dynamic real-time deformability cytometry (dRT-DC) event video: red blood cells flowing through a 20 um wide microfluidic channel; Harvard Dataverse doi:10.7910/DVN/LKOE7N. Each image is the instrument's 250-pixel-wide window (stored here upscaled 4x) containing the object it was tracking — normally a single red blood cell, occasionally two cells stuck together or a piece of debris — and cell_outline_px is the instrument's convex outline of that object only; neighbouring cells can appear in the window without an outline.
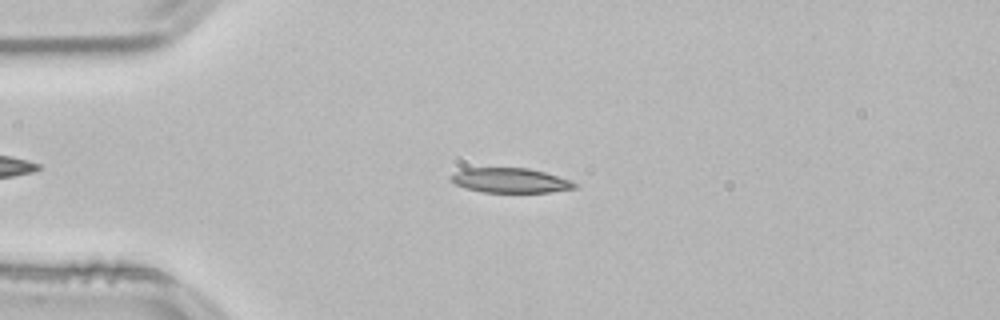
{"species": "common noctule bat (a hibernating species)", "species_latin": "Nyctalus noctula", "temperature_condition": "room temperature", "stored_images_in_passage": 52, "camera_frame_rate_fps": 3000, "um_per_image_px": 0.085, "animal": {"sex": "male", "body_mass_g": 21.5, "forearm_length_mm": 52.0}, "frame": {"image": 1, "passage_image": 12, "time_ms": 3.667, "image_size_px": [1000, 320], "cell_outline_px": [[576, 188], [548, 192], [480, 192], [464, 188], [456, 184], [448, 176], [464, 168], [528, 168], [544, 172], [572, 180], [576, 184]], "centroid_in_image_um": [43.36, 15.33], "position_along_channel_um": 41.6, "area_um2": 17.8}}
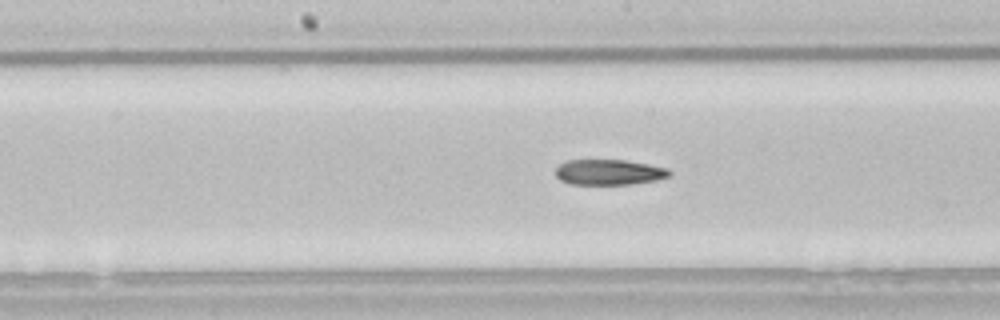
{"frame": {"image": 2, "passage_image": 26, "time_ms": 8.333, "image_size_px": [1000, 320], "cell_outline_px": [[672, 172], [668, 176], [656, 180], [632, 184], [572, 184], [560, 180], [556, 176], [556, 168], [564, 160], [624, 160], [648, 164], [668, 168]], "centroid_in_image_um": [51.75, 14.63], "position_along_channel_um": 196.4, "area_um2": 16.88}}
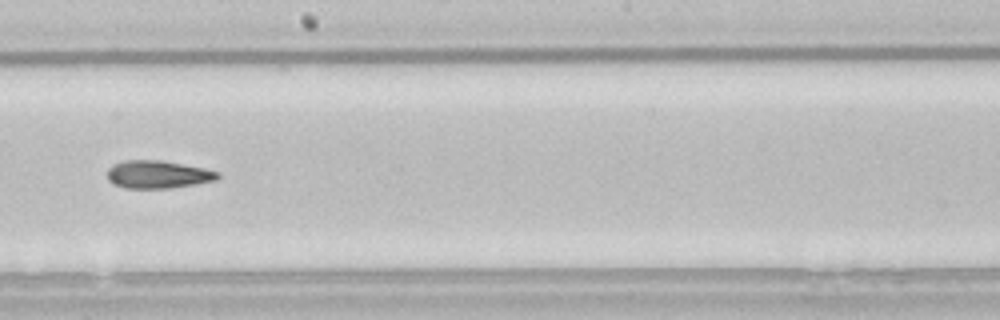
{"frame": {"image": 3, "passage_image": 29, "time_ms": 9.333, "image_size_px": [1000, 320], "cell_outline_px": [[220, 176], [216, 180], [168, 188], [124, 188], [108, 180], [108, 168], [112, 164], [124, 160], [160, 160], [204, 168], [220, 172]], "centroid_in_image_um": [13.4, 14.82], "position_along_channel_um": 234.8, "area_um2": 17.74}, "authors_computed_cell_mechanics": {"area_um2": 17.9469, "velocity_mm_per_s": 3.8385, "shape_relaxation_time_tau1_ms": 7.5228, "shape_relaxation_time_tau2_ms": null, "deformation_change_tau1": 0.1915, "deformation_change_tau2": null}}